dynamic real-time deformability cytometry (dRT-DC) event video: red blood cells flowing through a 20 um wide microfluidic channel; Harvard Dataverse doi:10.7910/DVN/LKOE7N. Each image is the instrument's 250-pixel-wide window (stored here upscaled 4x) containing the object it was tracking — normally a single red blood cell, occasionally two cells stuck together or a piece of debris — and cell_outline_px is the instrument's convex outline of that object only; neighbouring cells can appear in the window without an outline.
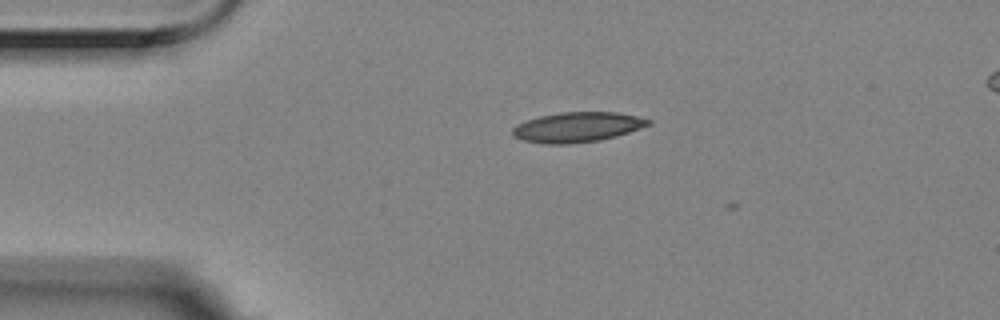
{"species": "Egyptian fruit bat (a non-hibernating species)", "species_latin": "Rousettus aegyptiacus", "temperature_condition": "room temperature", "stored_images_in_passage": 4, "camera_frame_rate_fps": 3000, "um_per_image_px": 0.085, "animal": {"sex": "female"}, "frame": {"image": 1, "passage_image": 1, "time_ms": 0.0, "image_size_px": [1000, 320], "cell_outline_px": [[652, 124], [616, 136], [600, 140], [568, 144], [544, 144], [524, 140], [512, 136], [512, 128], [516, 124], [540, 116], [560, 112], [616, 112], [636, 116], [652, 120]], "centroid_in_image_um": [49.06, 10.81], "position_along_channel_um": 35.9, "area_um2": 23.7}}